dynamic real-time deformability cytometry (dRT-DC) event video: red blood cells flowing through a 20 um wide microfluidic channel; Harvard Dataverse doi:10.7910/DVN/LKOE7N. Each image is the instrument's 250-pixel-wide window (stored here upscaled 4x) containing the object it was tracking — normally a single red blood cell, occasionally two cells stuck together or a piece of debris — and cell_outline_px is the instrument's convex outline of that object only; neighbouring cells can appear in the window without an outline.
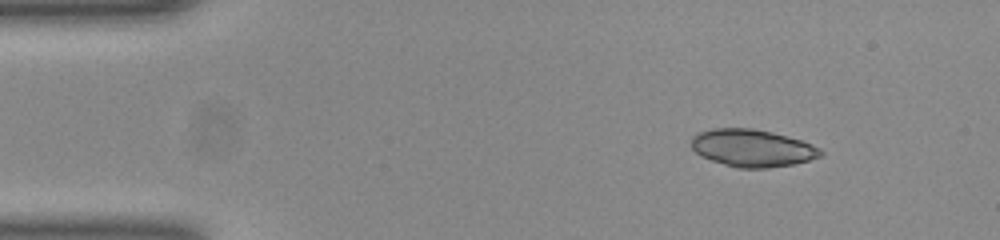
{"species": "common noctule bat (a hibernating species)", "species_latin": "Nyctalus noctula", "temperature_condition": "room temperature", "stored_images_in_passage": 46, "camera_frame_rate_fps": 3000, "um_per_image_px": 0.085, "animal": {"sex": "female", "body_mass_g": 23.0, "forearm_length_mm": 53.4}, "frame": {"image": 1, "passage_image": 1, "time_ms": 0.0, "image_size_px": [1000, 240], "cell_outline_px": [[824, 156], [792, 164], [768, 168], [736, 168], [700, 156], [692, 148], [692, 136], [700, 132], [712, 128], [752, 128], [772, 132], [800, 140], [820, 148], [824, 152]], "centroid_in_image_um": [63.95, 12.58], "position_along_channel_um": 21.1, "area_um2": 28.09}}